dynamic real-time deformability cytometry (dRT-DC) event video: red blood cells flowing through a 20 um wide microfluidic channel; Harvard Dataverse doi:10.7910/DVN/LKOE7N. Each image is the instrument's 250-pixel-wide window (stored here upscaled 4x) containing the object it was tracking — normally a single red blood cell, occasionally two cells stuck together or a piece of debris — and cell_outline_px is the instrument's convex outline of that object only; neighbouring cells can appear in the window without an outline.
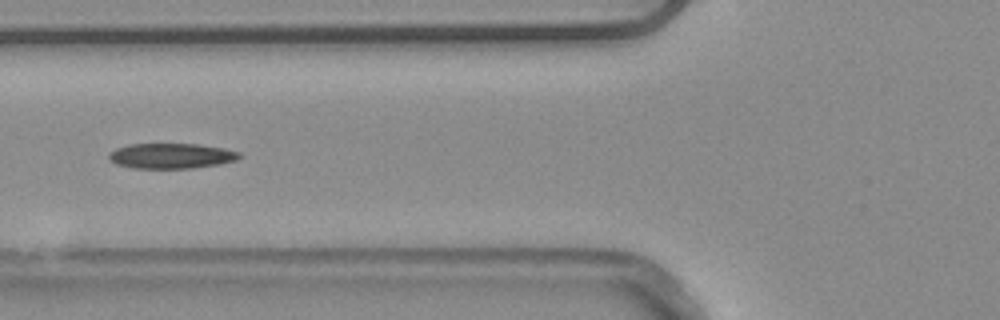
{"species": "common noctule bat (a hibernating species)", "species_latin": "Nyctalus noctula", "temperature_condition": "warm", "stored_images_in_passage": 38, "camera_frame_rate_fps": 3000, "um_per_image_px": 0.085, "animal": {"sex": "male", "body_mass_g": 20.4}, "frame": {"image": 1, "passage_image": 6, "time_ms": 1.667, "image_size_px": [1000, 320], "cell_outline_px": [[244, 156], [236, 160], [220, 164], [192, 168], [132, 168], [116, 164], [108, 160], [108, 152], [116, 148], [128, 144], [200, 144], [224, 148], [240, 152]], "centroid_in_image_um": [14.55, 13.25], "position_along_channel_um": 111.2, "area_um2": 19.48}, "authors_computed_cell_mechanics": {"area_um2": 19.2474, "velocity_mm_per_s": 3.8904, "shape_relaxation_time_tau1_ms": null, "shape_relaxation_time_tau2_ms": 3.6147, "deformation_change_tau1": null, "deformation_change_tau2": 0.1058}}